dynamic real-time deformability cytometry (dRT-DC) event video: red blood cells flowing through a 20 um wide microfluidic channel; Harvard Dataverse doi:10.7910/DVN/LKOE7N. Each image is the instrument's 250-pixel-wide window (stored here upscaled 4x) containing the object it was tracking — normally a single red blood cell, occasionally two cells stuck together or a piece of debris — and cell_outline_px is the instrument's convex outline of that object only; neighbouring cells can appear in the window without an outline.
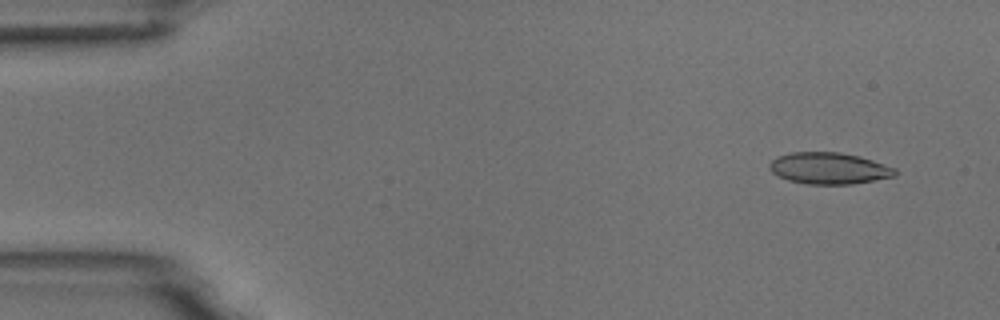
{"species": "common noctule bat (a hibernating species)", "species_latin": "Nyctalus noctula", "temperature_condition": "room temperature", "stored_images_in_passage": 5, "camera_frame_rate_fps": 3000, "um_per_image_px": 0.085, "animal": {"sex": "male", "body_mass_g": 18.8}, "frame": {"image": 1, "passage_image": 2, "time_ms": 1.0, "image_size_px": [1000, 320], "cell_outline_px": [[896, 176], [852, 184], [808, 184], [788, 180], [772, 172], [768, 168], [768, 164], [776, 156], [792, 152], [840, 152], [860, 156], [896, 168]], "centroid_in_image_um": [70.45, 14.3], "position_along_channel_um": 14.5, "area_um2": 23.12}}
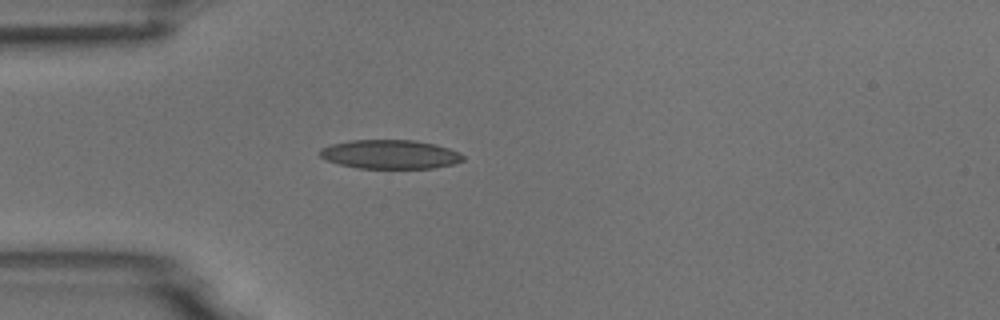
{"frame": {"image": 2, "passage_image": 5, "time_ms": 4.667, "image_size_px": [1000, 320], "cell_outline_px": [[464, 160], [452, 164], [432, 168], [356, 168], [340, 164], [328, 160], [320, 156], [320, 148], [332, 144], [348, 140], [416, 140], [436, 144], [460, 152], [464, 156]], "centroid_in_image_um": [33.17, 13.11], "position_along_channel_um": 51.8, "area_um2": 24.16}}